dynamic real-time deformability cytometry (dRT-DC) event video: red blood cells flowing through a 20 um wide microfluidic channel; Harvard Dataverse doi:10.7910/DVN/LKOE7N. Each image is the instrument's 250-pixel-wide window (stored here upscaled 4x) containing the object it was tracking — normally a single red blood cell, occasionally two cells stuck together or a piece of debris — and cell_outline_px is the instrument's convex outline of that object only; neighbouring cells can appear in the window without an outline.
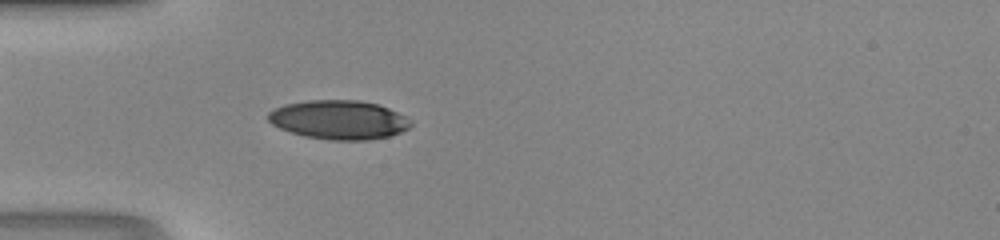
{"species": "human", "species_latin": "Homo sapiens", "temperature_condition": "room temperature", "stored_images_in_passage": 38, "camera_frame_rate_fps": 3000, "um_per_image_px": 0.085, "donor": {"sex": "male"}, "frame": {"image": 1, "passage_image": 6, "time_ms": 1.667, "image_size_px": [1000, 240], "cell_outline_px": [[412, 124], [408, 128], [400, 132], [388, 136], [368, 140], [328, 140], [304, 136], [280, 128], [272, 124], [268, 120], [268, 112], [284, 104], [308, 100], [360, 100], [376, 104], [388, 108], [412, 120]], "centroid_in_image_um": [28.79, 10.18], "position_along_channel_um": 56.2, "area_um2": 32.31}}
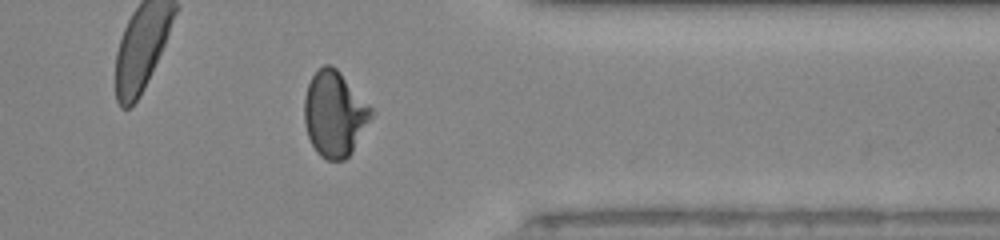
{"frame": {"image": 2, "passage_image": 29, "time_ms": 9.333, "image_size_px": [1000, 240], "cell_outline_px": [[376, 116], [352, 152], [344, 160], [328, 160], [320, 156], [316, 152], [308, 136], [304, 124], [304, 96], [308, 84], [316, 68], [324, 64], [332, 64], [340, 72], [376, 112]], "centroid_in_image_um": [28.46, 9.68], "position_along_channel_um": 382.9, "area_um2": 34.04}}
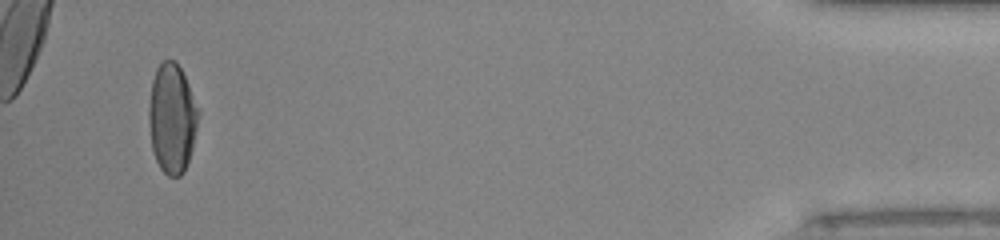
{"frame": {"image": 3, "passage_image": 36, "time_ms": 11.667, "image_size_px": [1000, 240], "cell_outline_px": [[200, 112], [192, 148], [184, 172], [180, 176], [168, 176], [160, 168], [156, 160], [152, 148], [148, 120], [148, 108], [152, 80], [156, 68], [160, 60], [176, 60], [200, 108]], "centroid_in_image_um": [14.62, 10.03], "position_along_channel_um": 420.6, "area_um2": 31.85}}